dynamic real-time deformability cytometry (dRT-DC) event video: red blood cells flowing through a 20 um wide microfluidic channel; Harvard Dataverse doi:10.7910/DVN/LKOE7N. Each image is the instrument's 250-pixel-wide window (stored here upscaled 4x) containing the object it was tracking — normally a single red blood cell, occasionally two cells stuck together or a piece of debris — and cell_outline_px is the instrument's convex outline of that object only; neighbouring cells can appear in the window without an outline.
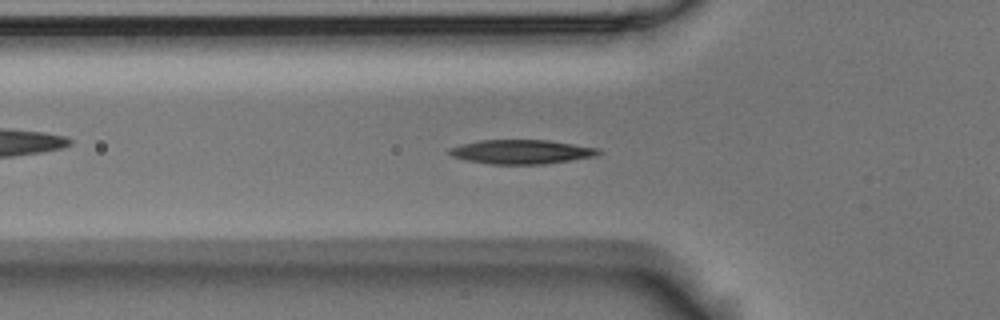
{"species": "Egyptian fruit bat (a non-hibernating species)", "species_latin": "Rousettus aegyptiacus", "temperature_condition": "room temperature", "stored_images_in_passage": 15, "camera_frame_rate_fps": 3000, "um_per_image_px": 0.085, "animal": {"sex": "male"}, "frame": {"image": 1, "passage_image": 7, "time_ms": 2.0, "image_size_px": [1000, 320], "cell_outline_px": [[600, 152], [596, 156], [544, 164], [492, 164], [464, 160], [452, 156], [448, 152], [448, 148], [460, 144], [480, 140], [548, 140], [600, 148]], "centroid_in_image_um": [44.29, 12.9], "position_along_channel_um": 81.5, "area_um2": 21.04}}
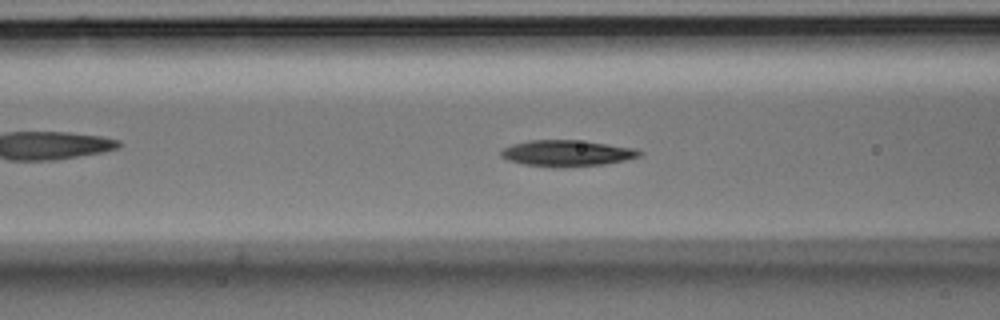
{"frame": {"image": 2, "passage_image": 10, "time_ms": 3.0, "image_size_px": [1000, 320], "cell_outline_px": [[644, 152], [640, 156], [624, 160], [604, 164], [564, 168], [552, 168], [524, 164], [508, 160], [500, 156], [500, 152], [504, 148], [512, 144], [528, 140], [576, 140], [632, 148]], "centroid_in_image_um": [48.13, 13.04], "position_along_channel_um": 118.5, "area_um2": 21.1}}